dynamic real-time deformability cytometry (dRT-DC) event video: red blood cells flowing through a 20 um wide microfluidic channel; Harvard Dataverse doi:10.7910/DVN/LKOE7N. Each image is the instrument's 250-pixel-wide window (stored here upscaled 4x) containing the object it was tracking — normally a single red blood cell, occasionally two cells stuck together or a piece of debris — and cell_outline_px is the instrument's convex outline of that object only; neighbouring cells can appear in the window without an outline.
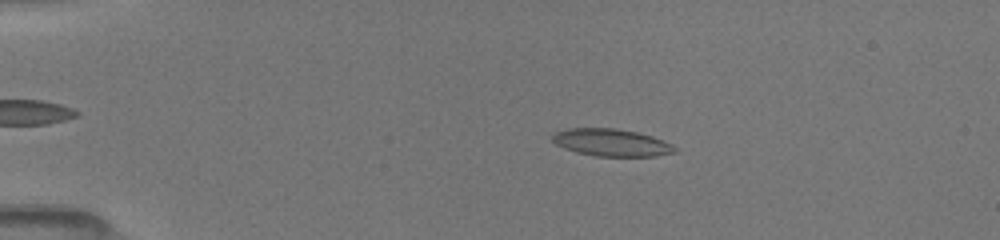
{"species": "common noctule bat (a hibernating species)", "species_latin": "Nyctalus noctula", "temperature_condition": "room temperature", "stored_images_in_passage": 50, "camera_frame_rate_fps": 3000, "um_per_image_px": 0.085, "animal": {"sex": "female", "body_mass_g": 19.5, "forearm_length_mm": 54.1}, "frame": {"image": 1, "passage_image": 10, "time_ms": 3.0, "image_size_px": [1000, 240], "cell_outline_px": [[676, 152], [656, 156], [596, 156], [576, 152], [564, 148], [556, 144], [552, 140], [552, 136], [556, 132], [568, 128], [616, 128], [640, 132], [664, 140], [672, 144], [676, 148]], "centroid_in_image_um": [51.99, 12.11], "position_along_channel_um": 33.0, "area_um2": 19.59}}
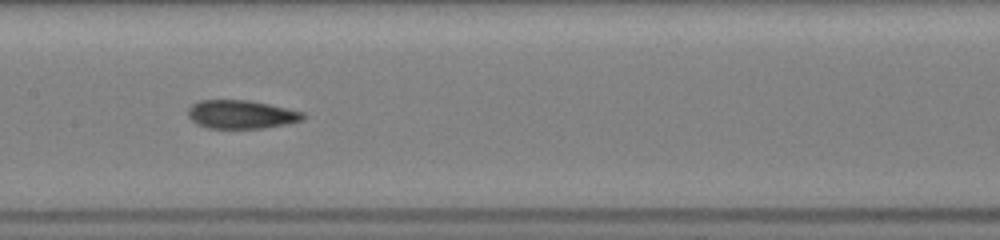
{"frame": {"image": 2, "passage_image": 26, "time_ms": 8.333, "image_size_px": [1000, 240], "cell_outline_px": [[308, 116], [304, 120], [288, 124], [264, 128], [208, 128], [196, 124], [188, 116], [188, 108], [192, 104], [200, 100], [248, 100], [268, 104], [304, 112]], "centroid_in_image_um": [20.53, 9.73], "position_along_channel_um": 186.9, "area_um2": 19.25}}
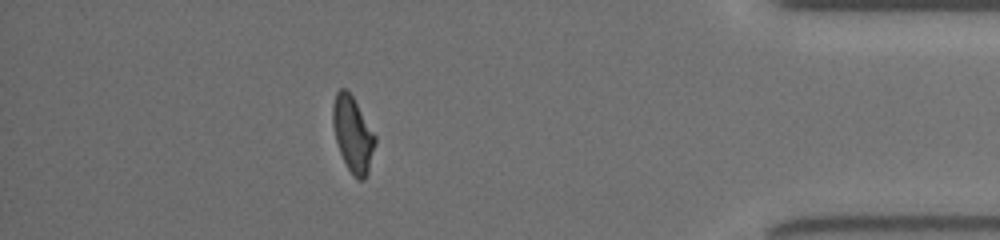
{"frame": {"image": 3, "passage_image": 45, "time_ms": 14.667, "image_size_px": [1000, 240], "cell_outline_px": [[376, 144], [368, 172], [364, 180], [360, 180], [352, 176], [340, 152], [336, 140], [332, 124], [332, 104], [336, 92], [340, 88], [344, 88], [352, 96], [376, 136]], "centroid_in_image_um": [29.98, 11.42], "position_along_channel_um": 405.2, "area_um2": 18.55}, "authors_computed_cell_mechanics": {"area_um2": 19.2763, "velocity_mm_per_s": 4.0442, "shape_relaxation_time_tau1_ms": 4.8783, "shape_relaxation_time_tau2_ms": 2.5864, "deformation_change_tau1": 0.167, "deformation_change_tau2": 0.1137}}